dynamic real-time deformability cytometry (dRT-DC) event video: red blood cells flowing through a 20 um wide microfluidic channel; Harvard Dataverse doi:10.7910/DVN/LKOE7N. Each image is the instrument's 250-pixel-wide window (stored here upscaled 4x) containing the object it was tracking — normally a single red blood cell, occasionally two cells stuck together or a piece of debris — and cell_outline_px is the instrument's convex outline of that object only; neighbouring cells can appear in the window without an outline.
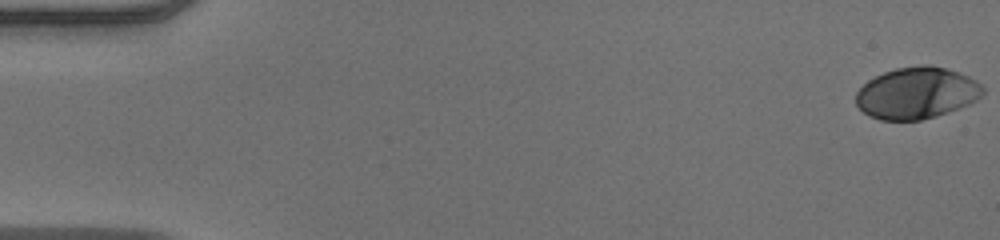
{"species": "human", "species_latin": "Homo sapiens", "temperature_condition": "warm", "stored_images_in_passage": 50, "camera_frame_rate_fps": 3000, "um_per_image_px": 0.085, "donor": {"sex": "male"}, "frame": {"image": 1, "passage_image": 1, "time_ms": 0.0, "image_size_px": [1000, 240], "cell_outline_px": [[984, 92], [976, 100], [968, 104], [936, 116], [920, 120], [880, 120], [868, 116], [856, 104], [856, 92], [868, 80], [884, 72], [896, 68], [920, 64], [928, 64], [944, 68], [968, 76], [976, 80], [984, 88]], "centroid_in_image_um": [77.9, 7.9], "position_along_channel_um": 7.1, "area_um2": 38.03}}
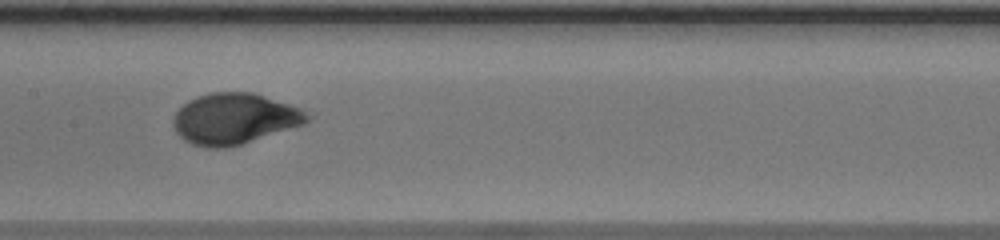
{"frame": {"image": 2, "passage_image": 27, "time_ms": 8.667, "image_size_px": [1000, 240], "cell_outline_px": [[312, 116], [304, 124], [228, 148], [208, 148], [192, 144], [184, 140], [176, 132], [172, 124], [172, 120], [176, 112], [188, 100], [196, 96], [212, 92], [252, 92], [300, 108]], "centroid_in_image_um": [19.89, 10.09], "position_along_channel_um": 187.5, "area_um2": 39.59}}
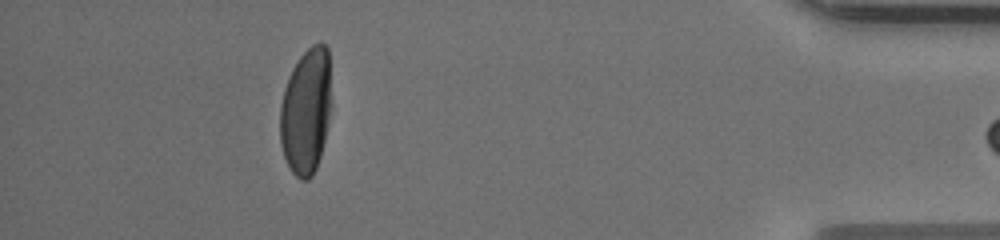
{"frame": {"image": 3, "passage_image": 48, "time_ms": 15.667, "image_size_px": [1000, 240], "cell_outline_px": [[332, 108], [320, 156], [316, 168], [312, 176], [308, 180], [300, 180], [292, 172], [284, 156], [280, 144], [280, 104], [284, 88], [288, 76], [292, 68], [300, 56], [312, 44], [324, 44], [328, 48]], "centroid_in_image_um": [26.02, 9.44], "position_along_channel_um": 409.2, "area_um2": 38.09}, "authors_computed_cell_mechanics": {"area_um2": 38.3503, "velocity_mm_per_s": 3.9395, "shape_relaxation_time_tau1_ms": 4.0916, "shape_relaxation_time_tau2_ms": null, "deformation_change_tau1": 0.2117, "deformation_change_tau2": null}}